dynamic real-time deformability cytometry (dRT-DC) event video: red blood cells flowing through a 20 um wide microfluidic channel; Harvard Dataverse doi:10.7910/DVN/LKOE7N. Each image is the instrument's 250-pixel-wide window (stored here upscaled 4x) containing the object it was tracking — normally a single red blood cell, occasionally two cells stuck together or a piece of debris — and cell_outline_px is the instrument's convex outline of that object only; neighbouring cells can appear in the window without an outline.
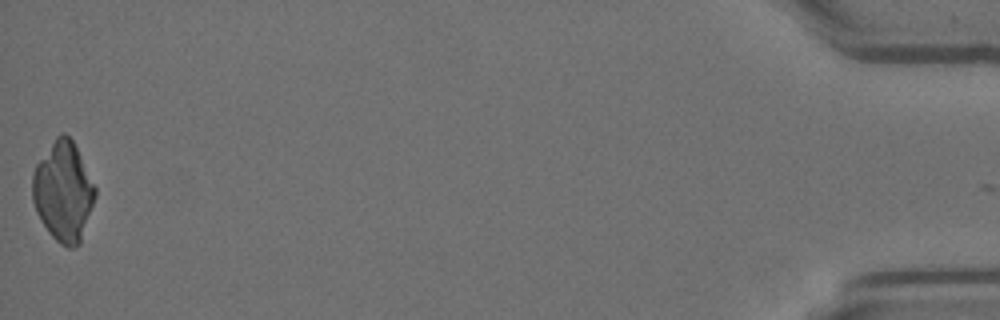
{"species": "Egyptian fruit bat (a non-hibernating species)", "species_latin": "Rousettus aegyptiacus", "temperature_condition": "room temperature", "stored_images_in_passage": 53, "camera_frame_rate_fps": 3000, "um_per_image_px": 0.085, "animal": {"sex": "female"}, "frame": {"image": 1, "passage_image": 53, "time_ms": 17.333, "image_size_px": [1000, 320], "cell_outline_px": [[96, 196], [80, 244], [76, 248], [68, 248], [60, 244], [48, 232], [36, 212], [32, 200], [32, 176], [36, 164], [56, 136], [60, 132], [64, 132], [72, 140], [96, 188]], "centroid_in_image_um": [5.37, 16.31], "position_along_channel_um": 429.8, "area_um2": 36.36}}